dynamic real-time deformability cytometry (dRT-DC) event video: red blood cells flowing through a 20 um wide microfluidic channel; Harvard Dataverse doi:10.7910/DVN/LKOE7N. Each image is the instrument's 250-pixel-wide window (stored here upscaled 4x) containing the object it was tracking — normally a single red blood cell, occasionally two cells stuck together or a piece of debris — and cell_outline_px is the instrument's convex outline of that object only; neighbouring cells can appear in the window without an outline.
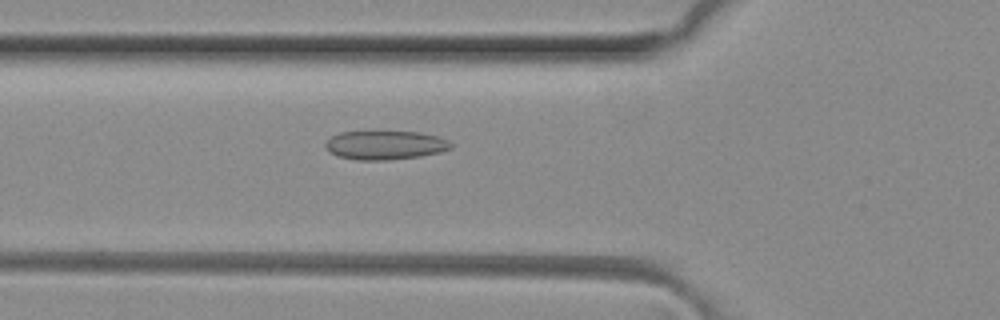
{"species": "common noctule bat (a hibernating species)", "species_latin": "Nyctalus noctula", "temperature_condition": "room temperature", "stored_images_in_passage": 50, "camera_frame_rate_fps": 3000, "um_per_image_px": 0.085, "animal": {"sex": "female", "body_mass_g": 29.2, "forearm_length_mm": 56.3}, "frame": {"image": 1, "passage_image": 18, "time_ms": 5.667, "image_size_px": [1000, 320], "cell_outline_px": [[452, 148], [440, 152], [420, 156], [388, 160], [356, 160], [336, 156], [328, 152], [324, 148], [324, 144], [332, 136], [340, 132], [420, 132], [436, 136], [448, 140], [452, 144]], "centroid_in_image_um": [32.7, 12.35], "position_along_channel_um": 93.1, "area_um2": 21.15}}
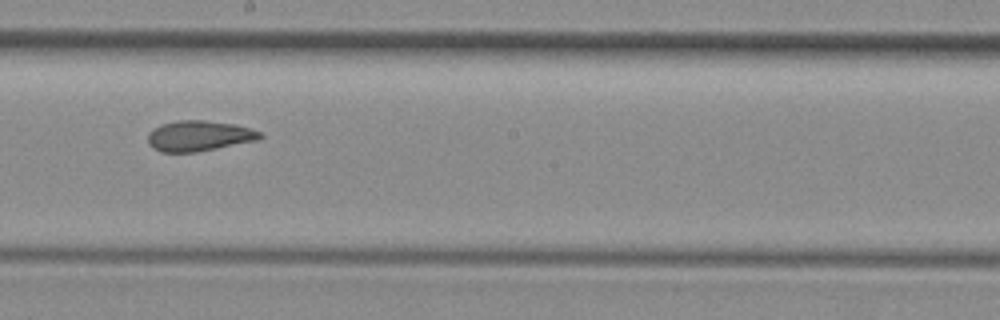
{"frame": {"image": 2, "passage_image": 28, "time_ms": 9.0, "image_size_px": [1000, 320], "cell_outline_px": [[264, 136], [256, 140], [196, 152], [160, 152], [152, 148], [148, 144], [148, 132], [152, 128], [160, 124], [176, 120], [204, 120], [236, 124], [252, 128], [260, 132]], "centroid_in_image_um": [16.87, 11.54], "position_along_channel_um": 231.3, "area_um2": 20.11}}
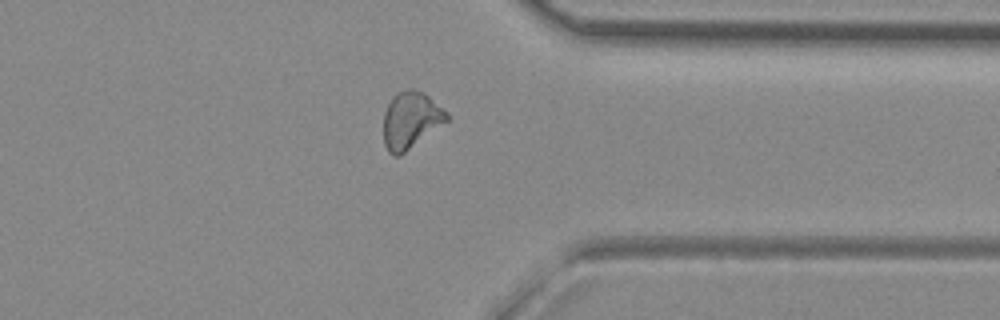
{"frame": {"image": 3, "passage_image": 39, "time_ms": 12.667, "image_size_px": [1000, 320], "cell_outline_px": [[448, 120], [400, 156], [392, 156], [388, 152], [384, 144], [384, 112], [392, 96], [396, 92], [408, 88], [412, 88], [424, 92], [448, 112]], "centroid_in_image_um": [34.9, 10.2], "position_along_channel_um": 376.5, "area_um2": 21.04}, "authors_computed_cell_mechanics": {"area_um2": 20.7791, "velocity_mm_per_s": 4.1412, "shape_relaxation_time_tau1_ms": null, "shape_relaxation_time_tau2_ms": 3.2743, "deformation_change_tau1": null, "deformation_change_tau2": 0.0962}}